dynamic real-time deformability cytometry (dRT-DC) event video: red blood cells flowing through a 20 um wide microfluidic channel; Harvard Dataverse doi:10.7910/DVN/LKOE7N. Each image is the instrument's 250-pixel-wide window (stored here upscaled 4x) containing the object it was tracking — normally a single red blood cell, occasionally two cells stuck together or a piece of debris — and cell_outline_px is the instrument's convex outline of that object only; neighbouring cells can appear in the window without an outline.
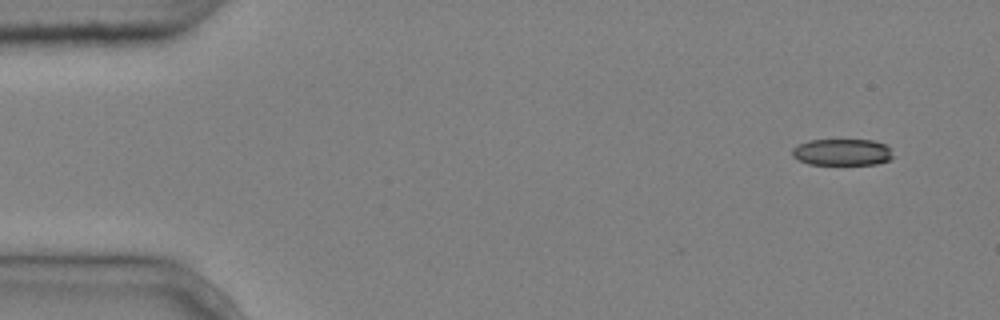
{"species": "common noctule bat (a hibernating species)", "species_latin": "Nyctalus noctula", "temperature_condition": "cold", "stored_images_in_passage": 6, "segment_of_instrument_passage": [2, 2], "camera_frame_rate_fps": 3000, "um_per_image_px": 0.085, "animal": {"sex": "male", "body_mass_g": 20.4}, "frame": {"image": 1, "passage_image": 6, "time_ms": 1.667, "image_size_px": [1000, 320], "cell_outline_px": [[892, 160], [876, 164], [808, 164], [792, 156], [792, 148], [796, 144], [808, 140], [872, 140], [884, 144], [888, 148], [892, 156]], "centroid_in_image_um": [71.54, 12.93], "position_along_channel_um": 13.5, "area_um2": 15.61}}